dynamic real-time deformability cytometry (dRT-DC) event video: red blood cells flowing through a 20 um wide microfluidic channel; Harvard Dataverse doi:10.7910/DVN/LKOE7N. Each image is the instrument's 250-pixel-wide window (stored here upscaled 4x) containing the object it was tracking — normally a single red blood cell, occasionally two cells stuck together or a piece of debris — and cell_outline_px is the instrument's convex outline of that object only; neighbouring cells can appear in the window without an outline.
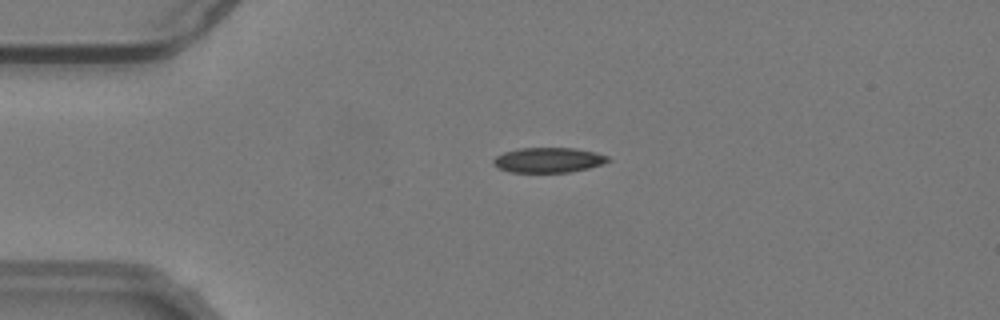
{"species": "common noctule bat (a hibernating species)", "species_latin": "Nyctalus noctula", "temperature_condition": "warm", "stored_images_in_passage": 55, "camera_frame_rate_fps": 3000, "um_per_image_px": 0.085, "animal": {"sex": "male", "body_mass_g": 19.2, "forearm_length_mm": 51.8}, "frame": {"image": 1, "passage_image": 13, "time_ms": 4.0, "image_size_px": [1000, 320], "cell_outline_px": [[612, 160], [604, 164], [588, 168], [568, 172], [508, 172], [496, 168], [492, 164], [492, 160], [496, 156], [504, 152], [520, 148], [576, 148], [596, 152], [608, 156]], "centroid_in_image_um": [46.61, 13.6], "position_along_channel_um": 38.4, "area_um2": 16.94}}
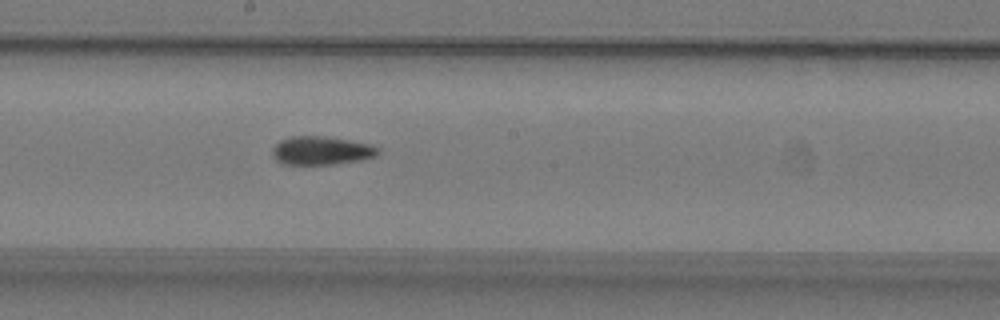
{"frame": {"image": 2, "passage_image": 30, "time_ms": 9.667, "image_size_px": [1000, 320], "cell_outline_px": [[380, 152], [376, 156], [360, 160], [336, 164], [280, 164], [272, 156], [272, 148], [280, 140], [292, 136], [324, 136], [372, 144], [380, 148]], "centroid_in_image_um": [27.32, 12.8], "position_along_channel_um": 220.9, "area_um2": 17.69}}
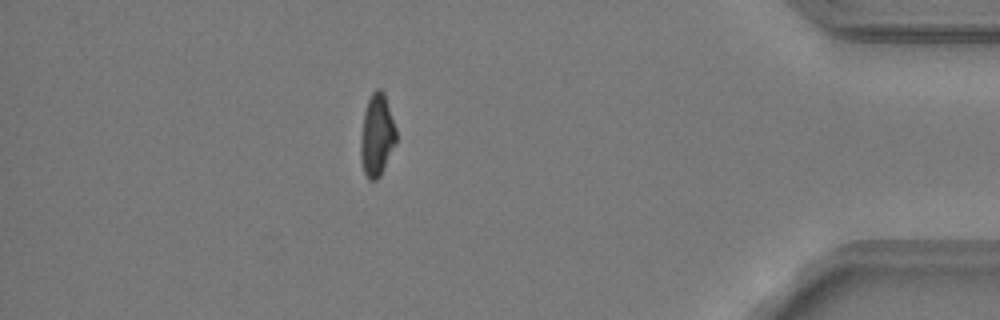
{"frame": {"image": 3, "passage_image": 48, "time_ms": 15.667, "image_size_px": [1000, 320], "cell_outline_px": [[396, 144], [380, 176], [376, 180], [368, 180], [364, 172], [360, 160], [360, 140], [364, 112], [368, 100], [372, 92], [376, 88], [380, 88], [384, 92], [396, 128]], "centroid_in_image_um": [32.03, 11.5], "position_along_channel_um": 403.2, "area_um2": 17.17}, "authors_computed_cell_mechanics": {"area_um2": 17.2244, "velocity_mm_per_s": 3.7928, "shape_relaxation_time_tau1_ms": 7.8453, "shape_relaxation_time_tau2_ms": 3.884, "deformation_change_tau1": 0.1908, "deformation_change_tau2": 0.085}}